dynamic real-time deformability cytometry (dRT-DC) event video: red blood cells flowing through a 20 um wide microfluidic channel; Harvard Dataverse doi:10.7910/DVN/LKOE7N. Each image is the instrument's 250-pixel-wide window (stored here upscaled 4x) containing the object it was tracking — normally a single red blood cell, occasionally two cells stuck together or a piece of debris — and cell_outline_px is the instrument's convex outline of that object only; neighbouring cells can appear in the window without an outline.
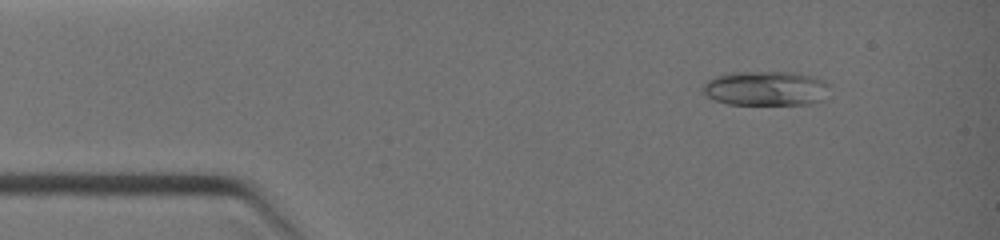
{"species": "common noctule bat (a hibernating species)", "species_latin": "Nyctalus noctula", "temperature_condition": "warm", "stored_images_in_passage": 5, "camera_frame_rate_fps": 3000, "um_per_image_px": 0.085, "animal": {"sex": "female", "body_mass_g": 19.0, "forearm_length_mm": 51.5}, "frame": {"image": 1, "passage_image": 1, "time_ms": 0.0, "image_size_px": [1000, 240], "cell_outline_px": [[828, 84], [824, 100], [808, 104], [728, 104], [716, 100], [708, 96], [704, 92], [704, 84], [708, 80], [716, 76], [732, 72], [792, 72], [812, 76], [824, 80]], "centroid_in_image_um": [65.12, 7.51], "position_along_channel_um": 19.9, "area_um2": 25.32}}